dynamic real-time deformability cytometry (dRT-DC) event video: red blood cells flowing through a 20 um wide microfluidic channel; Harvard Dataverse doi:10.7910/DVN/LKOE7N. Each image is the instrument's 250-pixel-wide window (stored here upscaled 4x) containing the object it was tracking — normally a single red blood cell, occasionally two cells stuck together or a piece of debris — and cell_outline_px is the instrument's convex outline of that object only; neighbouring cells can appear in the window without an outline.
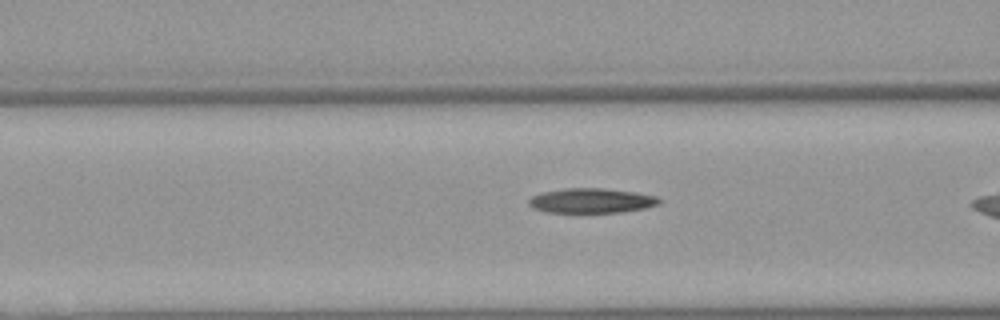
{"species": "Egyptian fruit bat (a non-hibernating species)", "species_latin": "Rousettus aegyptiacus", "temperature_condition": "warm", "stored_images_in_passage": 37, "camera_frame_rate_fps": 3000, "um_per_image_px": 0.085, "animal": {"sex": "female"}, "frame": {"image": 1, "passage_image": 17, "time_ms": 5.333, "image_size_px": [1000, 320], "cell_outline_px": [[664, 200], [660, 204], [644, 208], [624, 212], [544, 212], [532, 208], [528, 204], [528, 200], [532, 196], [540, 192], [564, 188], [604, 188], [636, 192], [656, 196]], "centroid_in_image_um": [50.27, 17.05], "position_along_channel_um": 116.3, "area_um2": 19.07}}
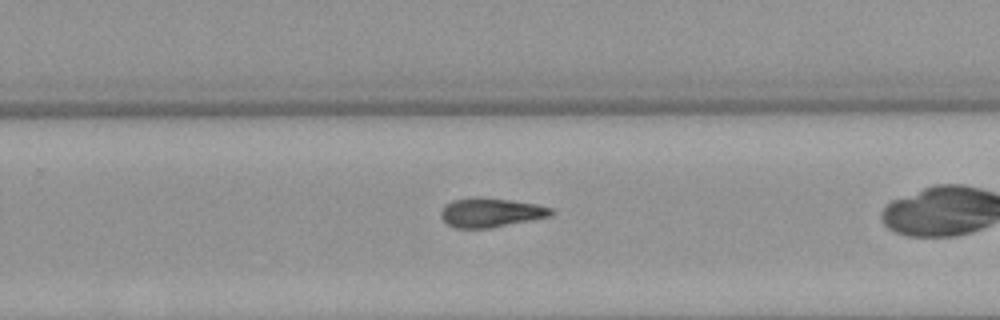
{"frame": {"image": 2, "passage_image": 30, "time_ms": 9.667, "image_size_px": [1000, 320], "cell_outline_px": [[556, 212], [552, 216], [492, 228], [456, 228], [448, 224], [440, 216], [440, 212], [444, 204], [452, 200], [476, 196], [480, 196], [512, 200], [536, 204], [552, 208]], "centroid_in_image_um": [41.72, 18.05], "position_along_channel_um": 288.1, "area_um2": 19.13}}
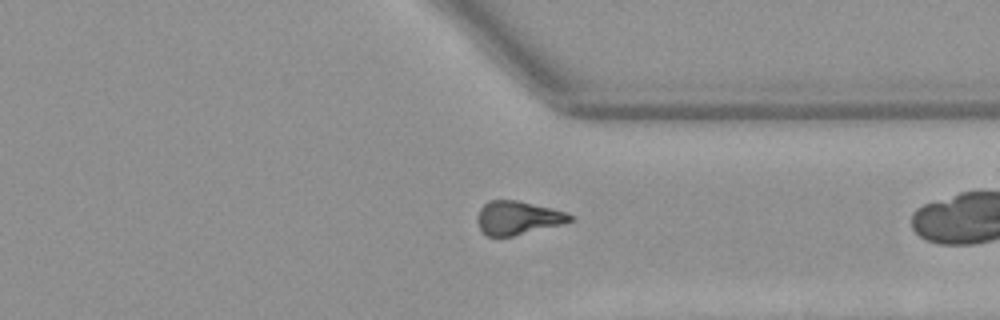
{"frame": {"image": 3, "passage_image": 36, "time_ms": 11.667, "image_size_px": [1000, 320], "cell_outline_px": [[576, 220], [512, 236], [488, 236], [480, 228], [476, 220], [476, 216], [480, 208], [488, 200], [516, 200], [552, 208], [576, 216]], "centroid_in_image_um": [44.01, 18.5], "position_along_channel_um": 367.4, "area_um2": 18.03}}